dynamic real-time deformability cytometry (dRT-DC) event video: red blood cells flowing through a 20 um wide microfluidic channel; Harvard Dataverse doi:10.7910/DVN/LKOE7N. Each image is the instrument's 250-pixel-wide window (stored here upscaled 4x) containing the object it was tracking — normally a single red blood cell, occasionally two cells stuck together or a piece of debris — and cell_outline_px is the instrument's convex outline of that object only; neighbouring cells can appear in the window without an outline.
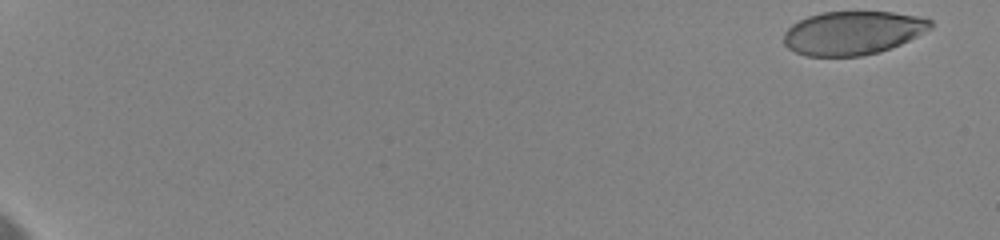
{"species": "human", "species_latin": "Homo sapiens", "temperature_condition": "cold", "stored_images_in_passage": 33, "camera_frame_rate_fps": 3000, "um_per_image_px": 0.085, "donor": {"sex": "female"}, "frame": {"image": 1, "passage_image": 1, "time_ms": 0.0, "image_size_px": [1000, 240], "cell_outline_px": [[932, 28], [900, 44], [880, 52], [860, 56], [804, 56], [788, 48], [784, 44], [784, 32], [792, 24], [808, 16], [820, 12], [892, 12], [916, 16], [932, 20]], "centroid_in_image_um": [72.46, 2.8], "position_along_channel_um": 12.5, "area_um2": 37.17}}
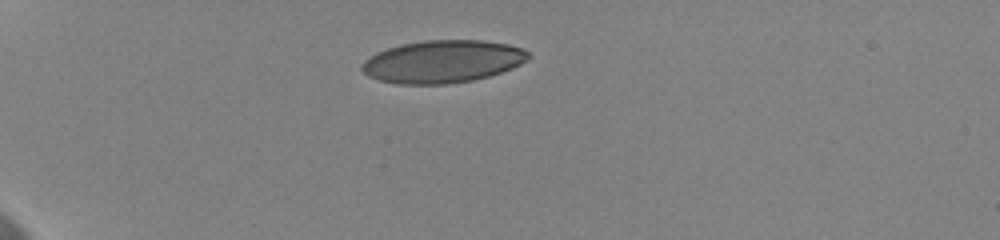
{"frame": {"image": 2, "passage_image": 28, "time_ms": 5.333, "image_size_px": [1000, 240], "cell_outline_px": [[532, 56], [520, 64], [512, 68], [488, 76], [472, 80], [448, 84], [396, 84], [380, 80], [368, 76], [360, 68], [360, 64], [364, 60], [376, 52], [388, 48], [404, 44], [424, 40], [480, 40], [508, 44], [524, 48]], "centroid_in_image_um": [37.61, 5.23], "position_along_channel_um": 47.4, "area_um2": 41.33}}